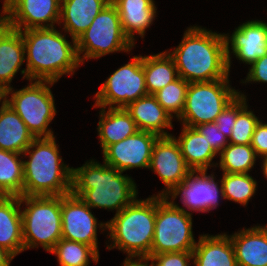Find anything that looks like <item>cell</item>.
Segmentation results:
<instances>
[{
	"instance_id": "ac0fdd59",
	"label": "cell",
	"mask_w": 267,
	"mask_h": 266,
	"mask_svg": "<svg viewBox=\"0 0 267 266\" xmlns=\"http://www.w3.org/2000/svg\"><path fill=\"white\" fill-rule=\"evenodd\" d=\"M25 61V47L19 30L0 25V91L10 89L14 76Z\"/></svg>"
},
{
	"instance_id": "4fadbf2b",
	"label": "cell",
	"mask_w": 267,
	"mask_h": 266,
	"mask_svg": "<svg viewBox=\"0 0 267 266\" xmlns=\"http://www.w3.org/2000/svg\"><path fill=\"white\" fill-rule=\"evenodd\" d=\"M214 177V174L207 175V170L191 171L167 197L187 213L192 214V211L209 213L210 210H214L219 206V196L224 199L222 185L219 186ZM178 195H180L181 203L188 210L174 202Z\"/></svg>"
},
{
	"instance_id": "83f0119b",
	"label": "cell",
	"mask_w": 267,
	"mask_h": 266,
	"mask_svg": "<svg viewBox=\"0 0 267 266\" xmlns=\"http://www.w3.org/2000/svg\"><path fill=\"white\" fill-rule=\"evenodd\" d=\"M143 70L147 93L152 95L179 77L174 60L167 51L143 56Z\"/></svg>"
},
{
	"instance_id": "4dcf8cb0",
	"label": "cell",
	"mask_w": 267,
	"mask_h": 266,
	"mask_svg": "<svg viewBox=\"0 0 267 266\" xmlns=\"http://www.w3.org/2000/svg\"><path fill=\"white\" fill-rule=\"evenodd\" d=\"M220 168L224 173H248L256 162V153L251 145L229 143L220 153Z\"/></svg>"
},
{
	"instance_id": "277c9868",
	"label": "cell",
	"mask_w": 267,
	"mask_h": 266,
	"mask_svg": "<svg viewBox=\"0 0 267 266\" xmlns=\"http://www.w3.org/2000/svg\"><path fill=\"white\" fill-rule=\"evenodd\" d=\"M55 136L35 138L22 153L23 196H64L71 193L72 167L62 162Z\"/></svg>"
},
{
	"instance_id": "7a4b0ae2",
	"label": "cell",
	"mask_w": 267,
	"mask_h": 266,
	"mask_svg": "<svg viewBox=\"0 0 267 266\" xmlns=\"http://www.w3.org/2000/svg\"><path fill=\"white\" fill-rule=\"evenodd\" d=\"M25 47L26 69L23 79L57 82L63 75L74 74L81 62L76 40L69 43L66 36L53 28H32L20 31Z\"/></svg>"
},
{
	"instance_id": "f546056e",
	"label": "cell",
	"mask_w": 267,
	"mask_h": 266,
	"mask_svg": "<svg viewBox=\"0 0 267 266\" xmlns=\"http://www.w3.org/2000/svg\"><path fill=\"white\" fill-rule=\"evenodd\" d=\"M50 253L57 256L60 266H89L91 259L94 263L99 261V253L92 246L63 238Z\"/></svg>"
},
{
	"instance_id": "7bdbcfd3",
	"label": "cell",
	"mask_w": 267,
	"mask_h": 266,
	"mask_svg": "<svg viewBox=\"0 0 267 266\" xmlns=\"http://www.w3.org/2000/svg\"><path fill=\"white\" fill-rule=\"evenodd\" d=\"M10 1H11V0H4V1H3V6H2V7L4 8Z\"/></svg>"
},
{
	"instance_id": "cb8c5ba5",
	"label": "cell",
	"mask_w": 267,
	"mask_h": 266,
	"mask_svg": "<svg viewBox=\"0 0 267 266\" xmlns=\"http://www.w3.org/2000/svg\"><path fill=\"white\" fill-rule=\"evenodd\" d=\"M20 197L0 196V246L14 256L24 251Z\"/></svg>"
},
{
	"instance_id": "9c48e42d",
	"label": "cell",
	"mask_w": 267,
	"mask_h": 266,
	"mask_svg": "<svg viewBox=\"0 0 267 266\" xmlns=\"http://www.w3.org/2000/svg\"><path fill=\"white\" fill-rule=\"evenodd\" d=\"M166 196L156 195V218L151 254L193 251L196 241L192 214L177 207Z\"/></svg>"
},
{
	"instance_id": "74e56055",
	"label": "cell",
	"mask_w": 267,
	"mask_h": 266,
	"mask_svg": "<svg viewBox=\"0 0 267 266\" xmlns=\"http://www.w3.org/2000/svg\"><path fill=\"white\" fill-rule=\"evenodd\" d=\"M251 146L257 157H267V123H263L262 120H260L255 127L252 135Z\"/></svg>"
},
{
	"instance_id": "8d00e7d4",
	"label": "cell",
	"mask_w": 267,
	"mask_h": 266,
	"mask_svg": "<svg viewBox=\"0 0 267 266\" xmlns=\"http://www.w3.org/2000/svg\"><path fill=\"white\" fill-rule=\"evenodd\" d=\"M149 258L153 266H189L193 254L192 251L166 252L151 254Z\"/></svg>"
},
{
	"instance_id": "484cf974",
	"label": "cell",
	"mask_w": 267,
	"mask_h": 266,
	"mask_svg": "<svg viewBox=\"0 0 267 266\" xmlns=\"http://www.w3.org/2000/svg\"><path fill=\"white\" fill-rule=\"evenodd\" d=\"M181 131L178 139L174 135L172 136L178 142L187 166L192 171L208 170V167H216L217 165H214L212 160L217 153L212 149L206 137L195 128L185 125H183Z\"/></svg>"
},
{
	"instance_id": "ee69618b",
	"label": "cell",
	"mask_w": 267,
	"mask_h": 266,
	"mask_svg": "<svg viewBox=\"0 0 267 266\" xmlns=\"http://www.w3.org/2000/svg\"><path fill=\"white\" fill-rule=\"evenodd\" d=\"M3 21H4V15L0 14V25L2 24Z\"/></svg>"
},
{
	"instance_id": "8fae6325",
	"label": "cell",
	"mask_w": 267,
	"mask_h": 266,
	"mask_svg": "<svg viewBox=\"0 0 267 266\" xmlns=\"http://www.w3.org/2000/svg\"><path fill=\"white\" fill-rule=\"evenodd\" d=\"M143 56H134L101 85L95 94L93 108H125L128 104L147 95Z\"/></svg>"
},
{
	"instance_id": "1f68e13d",
	"label": "cell",
	"mask_w": 267,
	"mask_h": 266,
	"mask_svg": "<svg viewBox=\"0 0 267 266\" xmlns=\"http://www.w3.org/2000/svg\"><path fill=\"white\" fill-rule=\"evenodd\" d=\"M222 173L219 183L222 185L224 199L246 206L256 192V180L249 173Z\"/></svg>"
},
{
	"instance_id": "e0dca14e",
	"label": "cell",
	"mask_w": 267,
	"mask_h": 266,
	"mask_svg": "<svg viewBox=\"0 0 267 266\" xmlns=\"http://www.w3.org/2000/svg\"><path fill=\"white\" fill-rule=\"evenodd\" d=\"M228 34L224 33L229 73L231 53L248 65L267 55V23L260 20L247 21L235 28L231 36Z\"/></svg>"
},
{
	"instance_id": "5b68a950",
	"label": "cell",
	"mask_w": 267,
	"mask_h": 266,
	"mask_svg": "<svg viewBox=\"0 0 267 266\" xmlns=\"http://www.w3.org/2000/svg\"><path fill=\"white\" fill-rule=\"evenodd\" d=\"M156 195L145 200L136 199L107 221L109 239L107 249L117 248L127 257H149L154 236Z\"/></svg>"
},
{
	"instance_id": "f1b7e54d",
	"label": "cell",
	"mask_w": 267,
	"mask_h": 266,
	"mask_svg": "<svg viewBox=\"0 0 267 266\" xmlns=\"http://www.w3.org/2000/svg\"><path fill=\"white\" fill-rule=\"evenodd\" d=\"M22 154L0 149V195L23 196Z\"/></svg>"
},
{
	"instance_id": "d590c367",
	"label": "cell",
	"mask_w": 267,
	"mask_h": 266,
	"mask_svg": "<svg viewBox=\"0 0 267 266\" xmlns=\"http://www.w3.org/2000/svg\"><path fill=\"white\" fill-rule=\"evenodd\" d=\"M194 128L206 137V140L217 154L229 144V139L219 130L215 122L200 124Z\"/></svg>"
},
{
	"instance_id": "44dd1931",
	"label": "cell",
	"mask_w": 267,
	"mask_h": 266,
	"mask_svg": "<svg viewBox=\"0 0 267 266\" xmlns=\"http://www.w3.org/2000/svg\"><path fill=\"white\" fill-rule=\"evenodd\" d=\"M117 8L124 35L135 45V34L144 38L146 29L155 20L154 0H111Z\"/></svg>"
},
{
	"instance_id": "9a60e30c",
	"label": "cell",
	"mask_w": 267,
	"mask_h": 266,
	"mask_svg": "<svg viewBox=\"0 0 267 266\" xmlns=\"http://www.w3.org/2000/svg\"><path fill=\"white\" fill-rule=\"evenodd\" d=\"M158 135L137 131L120 142L109 145L103 151L104 162L120 172L133 168L149 169L154 143Z\"/></svg>"
},
{
	"instance_id": "ab89813d",
	"label": "cell",
	"mask_w": 267,
	"mask_h": 266,
	"mask_svg": "<svg viewBox=\"0 0 267 266\" xmlns=\"http://www.w3.org/2000/svg\"><path fill=\"white\" fill-rule=\"evenodd\" d=\"M134 258L135 257H126L123 266H153L152 262L149 264V257H137L136 260H134Z\"/></svg>"
},
{
	"instance_id": "d4e9b609",
	"label": "cell",
	"mask_w": 267,
	"mask_h": 266,
	"mask_svg": "<svg viewBox=\"0 0 267 266\" xmlns=\"http://www.w3.org/2000/svg\"><path fill=\"white\" fill-rule=\"evenodd\" d=\"M98 122V136L102 151L109 145L134 135L138 130L135 121L125 108L100 107ZM106 110V111H105Z\"/></svg>"
},
{
	"instance_id": "b9f144b4",
	"label": "cell",
	"mask_w": 267,
	"mask_h": 266,
	"mask_svg": "<svg viewBox=\"0 0 267 266\" xmlns=\"http://www.w3.org/2000/svg\"><path fill=\"white\" fill-rule=\"evenodd\" d=\"M263 163V165H261L262 166V171H263V174H264V176L266 177V179H267V157L266 158H263V161H262Z\"/></svg>"
},
{
	"instance_id": "f35d334b",
	"label": "cell",
	"mask_w": 267,
	"mask_h": 266,
	"mask_svg": "<svg viewBox=\"0 0 267 266\" xmlns=\"http://www.w3.org/2000/svg\"><path fill=\"white\" fill-rule=\"evenodd\" d=\"M245 81V82H244ZM242 80V83L246 82H263L267 83V55L256 60L251 64L246 80Z\"/></svg>"
},
{
	"instance_id": "52a82bcc",
	"label": "cell",
	"mask_w": 267,
	"mask_h": 266,
	"mask_svg": "<svg viewBox=\"0 0 267 266\" xmlns=\"http://www.w3.org/2000/svg\"><path fill=\"white\" fill-rule=\"evenodd\" d=\"M29 82L28 86L17 91L13 87L6 90L3 100L19 115L34 138L53 137L54 134L48 126L57 113L50 89L55 82Z\"/></svg>"
},
{
	"instance_id": "e575fe53",
	"label": "cell",
	"mask_w": 267,
	"mask_h": 266,
	"mask_svg": "<svg viewBox=\"0 0 267 266\" xmlns=\"http://www.w3.org/2000/svg\"><path fill=\"white\" fill-rule=\"evenodd\" d=\"M238 93L239 95L225 107L215 120L219 130L228 139L231 136V129L234 127L237 114L247 105L246 96L241 92Z\"/></svg>"
},
{
	"instance_id": "2e32d148",
	"label": "cell",
	"mask_w": 267,
	"mask_h": 266,
	"mask_svg": "<svg viewBox=\"0 0 267 266\" xmlns=\"http://www.w3.org/2000/svg\"><path fill=\"white\" fill-rule=\"evenodd\" d=\"M149 169L157 173L166 186L158 195L166 197L192 171L173 136L159 137L154 143Z\"/></svg>"
},
{
	"instance_id": "30bf717a",
	"label": "cell",
	"mask_w": 267,
	"mask_h": 266,
	"mask_svg": "<svg viewBox=\"0 0 267 266\" xmlns=\"http://www.w3.org/2000/svg\"><path fill=\"white\" fill-rule=\"evenodd\" d=\"M229 81V78H225L189 83L185 107L178 121L193 128L215 122L216 117L239 95L238 90L232 88Z\"/></svg>"
},
{
	"instance_id": "836d02e7",
	"label": "cell",
	"mask_w": 267,
	"mask_h": 266,
	"mask_svg": "<svg viewBox=\"0 0 267 266\" xmlns=\"http://www.w3.org/2000/svg\"><path fill=\"white\" fill-rule=\"evenodd\" d=\"M253 111L248 110V104L237 114L229 143L251 145L252 135L259 122Z\"/></svg>"
},
{
	"instance_id": "d6986e66",
	"label": "cell",
	"mask_w": 267,
	"mask_h": 266,
	"mask_svg": "<svg viewBox=\"0 0 267 266\" xmlns=\"http://www.w3.org/2000/svg\"><path fill=\"white\" fill-rule=\"evenodd\" d=\"M237 266H267V224L230 235Z\"/></svg>"
},
{
	"instance_id": "5bb4252c",
	"label": "cell",
	"mask_w": 267,
	"mask_h": 266,
	"mask_svg": "<svg viewBox=\"0 0 267 266\" xmlns=\"http://www.w3.org/2000/svg\"><path fill=\"white\" fill-rule=\"evenodd\" d=\"M2 14L4 22L19 31L53 28L55 23L59 25L61 0H11Z\"/></svg>"
},
{
	"instance_id": "ba28073f",
	"label": "cell",
	"mask_w": 267,
	"mask_h": 266,
	"mask_svg": "<svg viewBox=\"0 0 267 266\" xmlns=\"http://www.w3.org/2000/svg\"><path fill=\"white\" fill-rule=\"evenodd\" d=\"M81 64L117 51L129 52L135 47L124 35L115 5L110 2L94 18L91 25L76 40ZM83 53V54H82ZM83 56H80V55Z\"/></svg>"
},
{
	"instance_id": "d6a6232c",
	"label": "cell",
	"mask_w": 267,
	"mask_h": 266,
	"mask_svg": "<svg viewBox=\"0 0 267 266\" xmlns=\"http://www.w3.org/2000/svg\"><path fill=\"white\" fill-rule=\"evenodd\" d=\"M188 86L189 83L187 81L178 77L153 95L172 118L177 117L178 119L185 107Z\"/></svg>"
},
{
	"instance_id": "603a6c76",
	"label": "cell",
	"mask_w": 267,
	"mask_h": 266,
	"mask_svg": "<svg viewBox=\"0 0 267 266\" xmlns=\"http://www.w3.org/2000/svg\"><path fill=\"white\" fill-rule=\"evenodd\" d=\"M192 254L195 266H237L234 248L226 233L200 235Z\"/></svg>"
},
{
	"instance_id": "7402d4cb",
	"label": "cell",
	"mask_w": 267,
	"mask_h": 266,
	"mask_svg": "<svg viewBox=\"0 0 267 266\" xmlns=\"http://www.w3.org/2000/svg\"><path fill=\"white\" fill-rule=\"evenodd\" d=\"M110 2L111 0H61L59 25L63 22L64 32L77 40Z\"/></svg>"
},
{
	"instance_id": "ffe728a7",
	"label": "cell",
	"mask_w": 267,
	"mask_h": 266,
	"mask_svg": "<svg viewBox=\"0 0 267 266\" xmlns=\"http://www.w3.org/2000/svg\"><path fill=\"white\" fill-rule=\"evenodd\" d=\"M138 130L151 132L159 137L172 136L164 129L173 128L171 115L158 103L154 95L147 94L125 107Z\"/></svg>"
},
{
	"instance_id": "f6af8a7d",
	"label": "cell",
	"mask_w": 267,
	"mask_h": 266,
	"mask_svg": "<svg viewBox=\"0 0 267 266\" xmlns=\"http://www.w3.org/2000/svg\"><path fill=\"white\" fill-rule=\"evenodd\" d=\"M3 100V93L0 91V103Z\"/></svg>"
},
{
	"instance_id": "8992f818",
	"label": "cell",
	"mask_w": 267,
	"mask_h": 266,
	"mask_svg": "<svg viewBox=\"0 0 267 266\" xmlns=\"http://www.w3.org/2000/svg\"><path fill=\"white\" fill-rule=\"evenodd\" d=\"M24 250L50 252L62 238L61 196H20Z\"/></svg>"
},
{
	"instance_id": "60d3db41",
	"label": "cell",
	"mask_w": 267,
	"mask_h": 266,
	"mask_svg": "<svg viewBox=\"0 0 267 266\" xmlns=\"http://www.w3.org/2000/svg\"><path fill=\"white\" fill-rule=\"evenodd\" d=\"M14 257L15 256L10 251L0 246V266H10Z\"/></svg>"
},
{
	"instance_id": "3957f363",
	"label": "cell",
	"mask_w": 267,
	"mask_h": 266,
	"mask_svg": "<svg viewBox=\"0 0 267 266\" xmlns=\"http://www.w3.org/2000/svg\"><path fill=\"white\" fill-rule=\"evenodd\" d=\"M122 174L105 162L100 164L90 159L81 167H72L71 193L92 209H115L118 214L132 204L138 194L133 179Z\"/></svg>"
},
{
	"instance_id": "7c38bea8",
	"label": "cell",
	"mask_w": 267,
	"mask_h": 266,
	"mask_svg": "<svg viewBox=\"0 0 267 266\" xmlns=\"http://www.w3.org/2000/svg\"><path fill=\"white\" fill-rule=\"evenodd\" d=\"M80 197L69 193L61 196L62 238L92 246L98 253L97 226L107 229V223H98Z\"/></svg>"
},
{
	"instance_id": "6da1fadb",
	"label": "cell",
	"mask_w": 267,
	"mask_h": 266,
	"mask_svg": "<svg viewBox=\"0 0 267 266\" xmlns=\"http://www.w3.org/2000/svg\"><path fill=\"white\" fill-rule=\"evenodd\" d=\"M167 53L174 60L178 76L188 83L229 78L224 34L191 26L184 32L181 43Z\"/></svg>"
},
{
	"instance_id": "4316f807",
	"label": "cell",
	"mask_w": 267,
	"mask_h": 266,
	"mask_svg": "<svg viewBox=\"0 0 267 266\" xmlns=\"http://www.w3.org/2000/svg\"><path fill=\"white\" fill-rule=\"evenodd\" d=\"M34 139L19 115L2 100L0 107V149L22 154Z\"/></svg>"
}]
</instances>
